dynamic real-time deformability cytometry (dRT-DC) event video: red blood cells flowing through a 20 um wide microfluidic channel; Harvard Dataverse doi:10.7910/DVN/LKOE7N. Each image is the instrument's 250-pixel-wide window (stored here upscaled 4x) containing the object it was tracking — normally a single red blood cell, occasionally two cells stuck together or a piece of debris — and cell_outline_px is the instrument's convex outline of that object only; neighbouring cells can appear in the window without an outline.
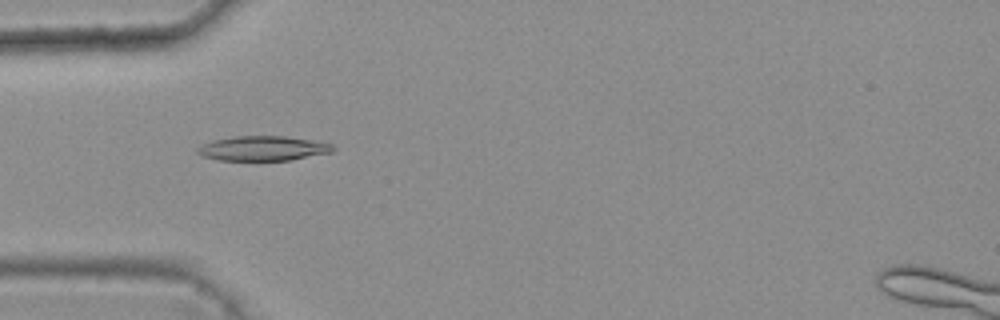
{"species": "common noctule bat (a hibernating species)", "species_latin": "Nyctalus noctula", "temperature_condition": "warm", "stored_images_in_passage": 47, "camera_frame_rate_fps": 3000, "um_per_image_px": 0.085, "animal": {"sex": "female", "body_mass_g": 25.1}, "frame": {"image": 1, "passage_image": 16, "time_ms": 5.0, "image_size_px": [1000, 320], "cell_outline_px": [[336, 148], [332, 152], [292, 160], [216, 160], [204, 156], [196, 152], [196, 148], [212, 140], [236, 136], [284, 136], [312, 140], [332, 144]], "centroid_in_image_um": [22.36, 12.61], "position_along_channel_um": 62.6, "area_um2": 19.48}}
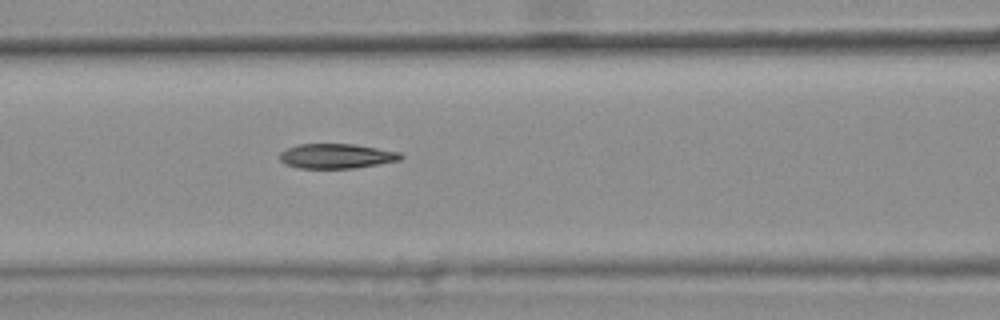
{"frame": {"image": 2, "passage_image": 22, "time_ms": 7.0, "image_size_px": [1000, 320], "cell_outline_px": [[404, 156], [400, 160], [352, 168], [300, 168], [284, 164], [280, 160], [280, 152], [288, 148], [300, 144], [356, 144], [400, 152]], "centroid_in_image_um": [28.6, 13.26], "position_along_channel_um": 138.0, "area_um2": 17.34}}
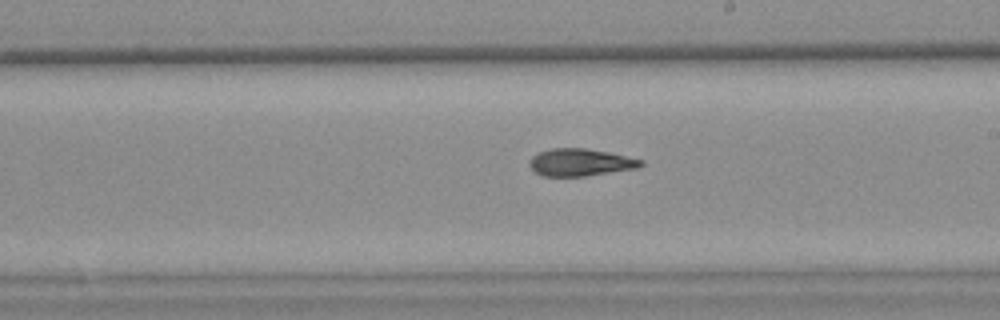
{"frame": {"image": 3, "passage_image": 30, "time_ms": 9.667, "image_size_px": [1000, 320], "cell_outline_px": [[644, 164], [640, 168], [584, 176], [544, 176], [536, 172], [528, 164], [532, 156], [540, 152], [552, 148], [588, 148], [608, 152], [644, 160]], "centroid_in_image_um": [49.37, 13.8], "position_along_channel_um": 239.6, "area_um2": 17.74}, "authors_computed_cell_mechanics": {"area_um2": 18.207, "velocity_mm_per_s": 3.8233, "shape_relaxation_time_tau1_ms": 7.4308, "shape_relaxation_time_tau2_ms": 3.9936, "deformation_change_tau1": 0.187, "deformation_change_tau2": 0.1083}}